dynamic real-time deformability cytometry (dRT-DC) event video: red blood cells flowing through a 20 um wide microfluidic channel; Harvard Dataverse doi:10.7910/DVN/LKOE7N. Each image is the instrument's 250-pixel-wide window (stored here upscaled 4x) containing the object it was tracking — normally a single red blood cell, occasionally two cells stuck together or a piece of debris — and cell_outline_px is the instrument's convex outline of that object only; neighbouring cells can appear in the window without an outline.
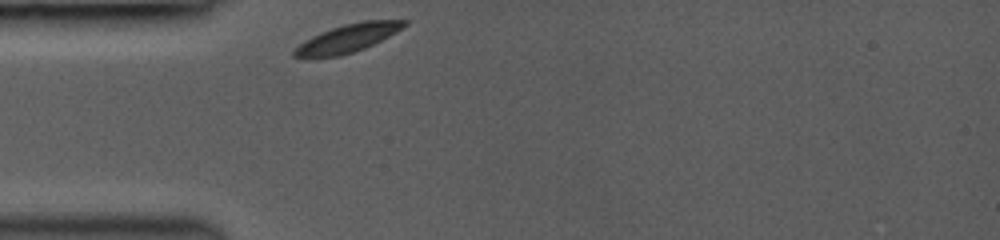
{"species": "common noctule bat (a hibernating species)", "species_latin": "Nyctalus noctula", "temperature_condition": "room temperature", "stored_images_in_passage": 1, "camera_frame_rate_fps": 3000, "um_per_image_px": 0.085, "animal": {"sex": "female", "body_mass_g": 19.0, "forearm_length_mm": 53.3}, "frame": {"image": 1, "passage_image": 1, "time_ms": 0.0, "image_size_px": [1000, 240], "cell_outline_px": [[408, 24], [396, 32], [364, 48], [340, 56], [292, 56], [292, 52], [304, 40], [320, 32], [344, 24], [364, 20], [408, 20]], "centroid_in_image_um": [29.58, 3.22], "position_along_channel_um": 55.4, "area_um2": 17.57}}